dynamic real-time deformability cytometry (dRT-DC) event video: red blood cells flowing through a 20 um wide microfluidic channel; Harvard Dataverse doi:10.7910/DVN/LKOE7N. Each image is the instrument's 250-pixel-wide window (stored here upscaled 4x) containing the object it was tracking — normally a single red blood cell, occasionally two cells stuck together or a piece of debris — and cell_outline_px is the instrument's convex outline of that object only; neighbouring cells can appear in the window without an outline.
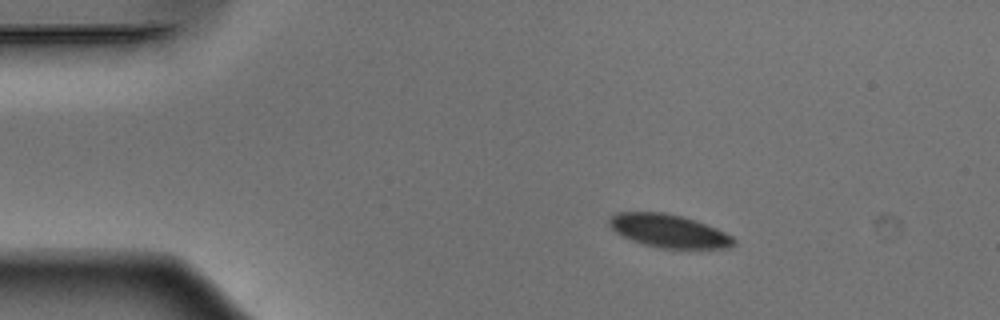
{"species": "Egyptian fruit bat (a non-hibernating species)", "species_latin": "Rousettus aegyptiacus", "temperature_condition": "warm", "stored_images_in_passage": 51, "camera_frame_rate_fps": 3000, "um_per_image_px": 0.085, "animal": {"sex": "male"}, "frame": {"image": 1, "passage_image": 8, "time_ms": 2.333, "image_size_px": [1000, 320], "cell_outline_px": [[736, 244], [728, 248], [660, 248], [644, 244], [632, 240], [616, 232], [608, 224], [608, 220], [616, 212], [664, 212], [696, 220], [716, 228], [732, 236], [736, 240]], "centroid_in_image_um": [56.86, 19.63], "position_along_channel_um": 28.1, "area_um2": 23.93}}
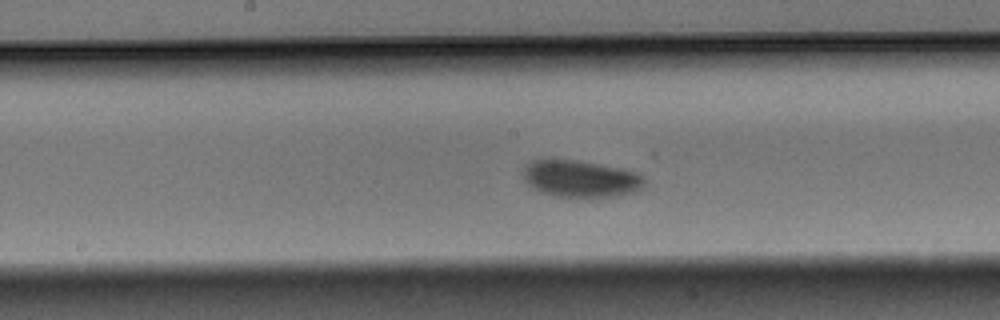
{"frame": {"image": 2, "passage_image": 26, "time_ms": 8.333, "image_size_px": [1000, 320], "cell_outline_px": [[644, 184], [636, 192], [616, 196], [588, 200], [556, 196], [540, 192], [532, 188], [524, 180], [524, 164], [532, 160], [548, 156], [576, 160], [636, 172], [644, 180]], "centroid_in_image_um": [49.26, 15.2], "position_along_channel_um": 198.9, "area_um2": 27.05}}
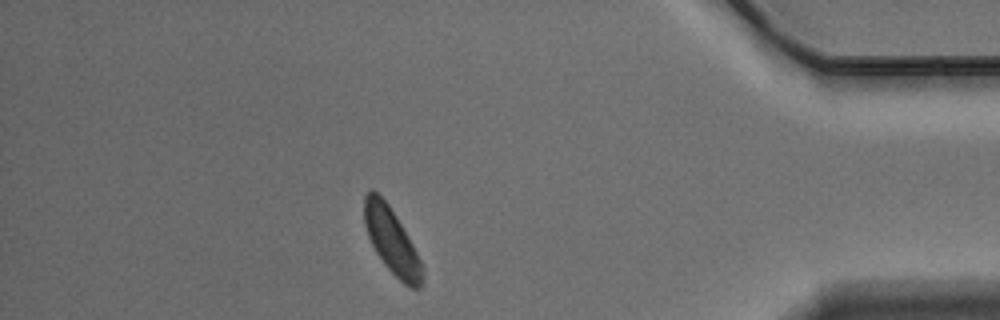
{"frame": {"image": 3, "passage_image": 45, "time_ms": 14.667, "image_size_px": [1000, 320], "cell_outline_px": [[424, 280], [420, 288], [412, 288], [404, 284], [384, 264], [376, 252], [368, 236], [364, 224], [364, 196], [372, 188], [388, 204], [396, 216], [412, 244], [424, 268]], "centroid_in_image_um": [33.3, 20.5], "position_along_channel_um": 401.9, "area_um2": 21.96}, "authors_computed_cell_mechanics": {"area_um2": 24.5072, "velocity_mm_per_s": 3.8446, "shape_relaxation_time_tau1_ms": 2.0177, "shape_relaxation_time_tau2_ms": null, "deformation_change_tau1": 0.0807, "deformation_change_tau2": null}}